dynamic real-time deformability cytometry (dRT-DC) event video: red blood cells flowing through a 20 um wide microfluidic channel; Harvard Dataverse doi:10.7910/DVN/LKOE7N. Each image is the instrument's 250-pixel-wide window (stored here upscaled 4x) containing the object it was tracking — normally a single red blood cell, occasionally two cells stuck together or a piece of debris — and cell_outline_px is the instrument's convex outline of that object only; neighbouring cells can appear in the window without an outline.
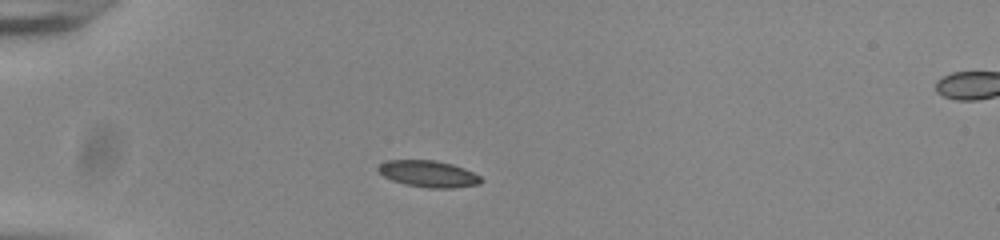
{"species": "common noctule bat (a hibernating species)", "species_latin": "Nyctalus noctula", "temperature_condition": "room temperature", "stored_images_in_passage": 40, "camera_frame_rate_fps": 3000, "um_per_image_px": 0.085, "animal": {"sex": "male", "body_mass_g": 20.0, "forearm_length_mm": 53.3}, "frame": {"image": 1, "passage_image": 1, "time_ms": 0.0, "image_size_px": [1000, 240], "cell_outline_px": [[484, 180], [480, 184], [452, 188], [428, 188], [404, 184], [392, 180], [384, 176], [376, 168], [380, 164], [388, 160], [436, 160], [452, 164], [464, 168], [480, 176]], "centroid_in_image_um": [36.43, 14.78], "position_along_channel_um": 48.6, "area_um2": 15.95}}
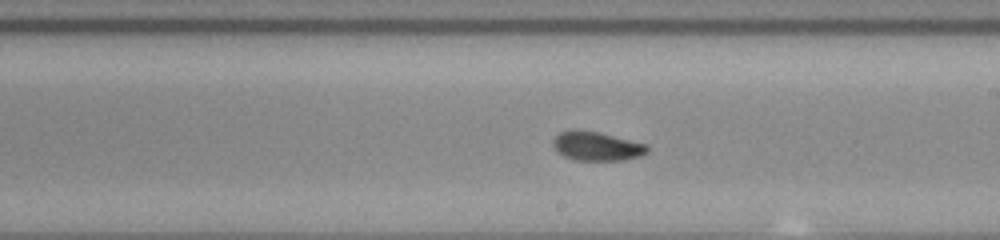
{"frame": {"image": 2, "passage_image": 18, "time_ms": 5.667, "image_size_px": [1000, 240], "cell_outline_px": [[648, 152], [640, 156], [624, 160], [576, 160], [564, 156], [556, 152], [552, 144], [552, 140], [560, 132], [568, 128], [572, 128], [600, 132], [648, 144]], "centroid_in_image_um": [50.69, 12.4], "position_along_channel_um": 238.3, "area_um2": 16.3}}
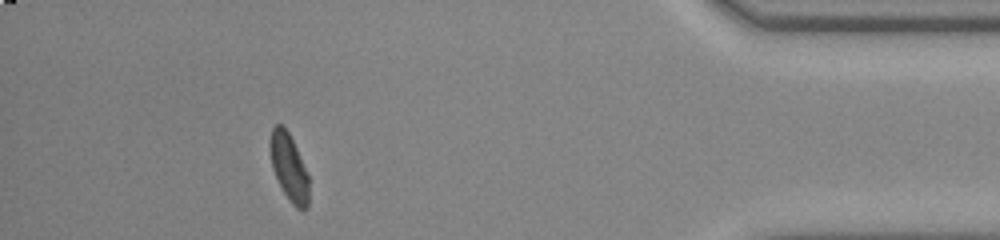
{"frame": {"image": 3, "passage_image": 35, "time_ms": 11.333, "image_size_px": [1000, 240], "cell_outline_px": [[308, 208], [296, 208], [292, 204], [284, 192], [272, 168], [268, 148], [268, 144], [272, 128], [276, 124], [280, 124], [288, 132], [308, 172]], "centroid_in_image_um": [24.54, 14.19], "position_along_channel_um": 410.7, "area_um2": 15.09}, "authors_computed_cell_mechanics": {"area_um2": 15.7505, "velocity_mm_per_s": 3.8272, "shape_relaxation_time_tau1_ms": 5.0342, "shape_relaxation_time_tau2_ms": 1.7126, "deformation_change_tau1": 0.1469, "deformation_change_tau2": 0.059}}